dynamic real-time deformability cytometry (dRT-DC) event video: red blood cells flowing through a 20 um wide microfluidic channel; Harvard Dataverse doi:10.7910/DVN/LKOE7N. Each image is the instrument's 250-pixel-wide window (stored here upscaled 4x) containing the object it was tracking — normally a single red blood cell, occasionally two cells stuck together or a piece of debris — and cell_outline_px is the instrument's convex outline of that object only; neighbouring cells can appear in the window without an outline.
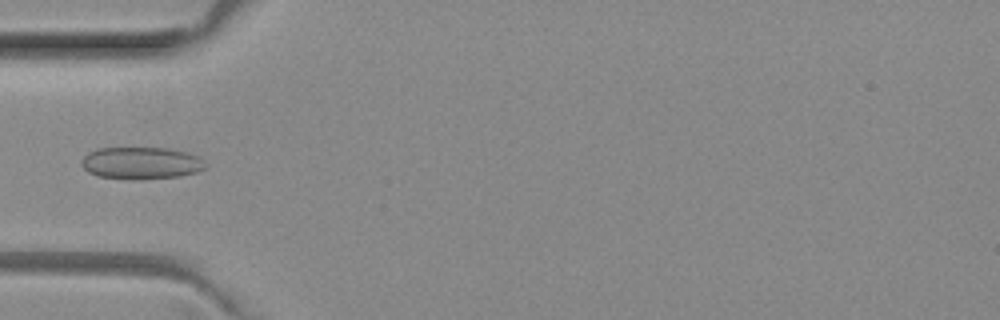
{"species": "common noctule bat (a hibernating species)", "species_latin": "Nyctalus noctula", "temperature_condition": "room temperature", "stored_images_in_passage": 6, "camera_frame_rate_fps": 3000, "um_per_image_px": 0.085, "animal": {"sex": "female", "body_mass_g": 29.2, "forearm_length_mm": 56.3}, "frame": {"image": 1, "passage_image": 5, "time_ms": 1.333, "image_size_px": [1000, 320], "cell_outline_px": [[208, 168], [196, 172], [180, 176], [140, 180], [96, 176], [88, 172], [80, 164], [80, 160], [88, 152], [96, 148], [168, 148], [188, 152], [200, 156], [208, 164]], "centroid_in_image_um": [12.03, 13.86], "position_along_channel_um": 73.0, "area_um2": 23.7}}
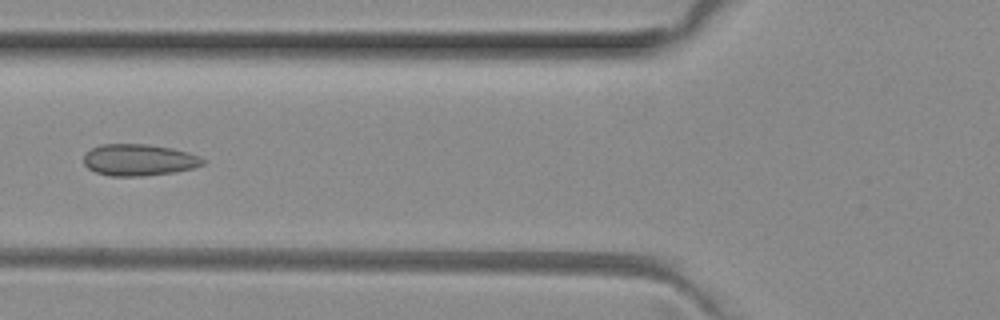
{"frame": {"image": 2, "passage_image": 6, "time_ms": 1.667, "image_size_px": [1000, 320], "cell_outline_px": [[208, 160], [204, 164], [192, 168], [176, 172], [144, 176], [112, 176], [96, 172], [88, 168], [84, 164], [84, 156], [92, 148], [100, 144], [148, 144], [172, 148], [188, 152], [200, 156]], "centroid_in_image_um": [11.85, 13.59], "position_along_channel_um": 114.0, "area_um2": 22.08}}